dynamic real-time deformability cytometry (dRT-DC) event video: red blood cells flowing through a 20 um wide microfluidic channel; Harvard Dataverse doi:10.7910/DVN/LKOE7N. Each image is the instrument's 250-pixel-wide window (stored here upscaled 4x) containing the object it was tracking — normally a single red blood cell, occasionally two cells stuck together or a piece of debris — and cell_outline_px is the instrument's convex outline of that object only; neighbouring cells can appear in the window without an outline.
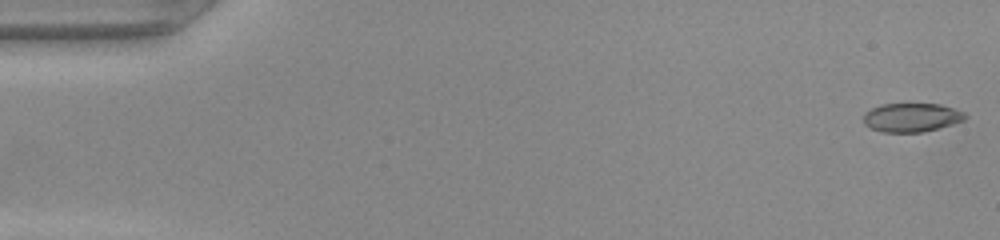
{"species": "common noctule bat (a hibernating species)", "species_latin": "Nyctalus noctula", "temperature_condition": "warm", "stored_images_in_passage": 10, "camera_frame_rate_fps": 3000, "um_per_image_px": 0.085, "animal": {"sex": "female", "body_mass_g": 22.0, "forearm_length_mm": 56.7}, "frame": {"image": 1, "passage_image": 1, "time_ms": 0.0, "image_size_px": [1000, 240], "cell_outline_px": [[968, 116], [964, 120], [952, 124], [920, 132], [884, 132], [872, 128], [864, 124], [864, 112], [880, 104], [940, 104], [964, 112]], "centroid_in_image_um": [77.47, 9.97], "position_along_channel_um": 7.5, "area_um2": 16.88}}